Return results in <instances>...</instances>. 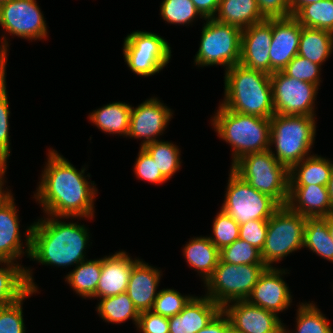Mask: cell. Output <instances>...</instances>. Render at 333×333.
Masks as SVG:
<instances>
[{"instance_id":"cell-1","label":"cell","mask_w":333,"mask_h":333,"mask_svg":"<svg viewBox=\"0 0 333 333\" xmlns=\"http://www.w3.org/2000/svg\"><path fill=\"white\" fill-rule=\"evenodd\" d=\"M46 159L33 197L45 216L93 219L98 189L95 181H88L91 174L85 175L87 168L76 169L53 148L48 149Z\"/></svg>"},{"instance_id":"cell-2","label":"cell","mask_w":333,"mask_h":333,"mask_svg":"<svg viewBox=\"0 0 333 333\" xmlns=\"http://www.w3.org/2000/svg\"><path fill=\"white\" fill-rule=\"evenodd\" d=\"M47 215L32 223L30 261L53 267H76L92 245L87 226ZM63 220V221H61Z\"/></svg>"},{"instance_id":"cell-3","label":"cell","mask_w":333,"mask_h":333,"mask_svg":"<svg viewBox=\"0 0 333 333\" xmlns=\"http://www.w3.org/2000/svg\"><path fill=\"white\" fill-rule=\"evenodd\" d=\"M219 105L238 113L271 118L274 114L270 74L241 64L224 73V98Z\"/></svg>"},{"instance_id":"cell-4","label":"cell","mask_w":333,"mask_h":333,"mask_svg":"<svg viewBox=\"0 0 333 333\" xmlns=\"http://www.w3.org/2000/svg\"><path fill=\"white\" fill-rule=\"evenodd\" d=\"M211 116V126L217 136L229 144L231 166L241 157L270 148V118L246 115L219 105Z\"/></svg>"},{"instance_id":"cell-5","label":"cell","mask_w":333,"mask_h":333,"mask_svg":"<svg viewBox=\"0 0 333 333\" xmlns=\"http://www.w3.org/2000/svg\"><path fill=\"white\" fill-rule=\"evenodd\" d=\"M316 121V117L308 115L274 114L270 118L269 150L279 163L290 169L294 164L312 155Z\"/></svg>"},{"instance_id":"cell-6","label":"cell","mask_w":333,"mask_h":333,"mask_svg":"<svg viewBox=\"0 0 333 333\" xmlns=\"http://www.w3.org/2000/svg\"><path fill=\"white\" fill-rule=\"evenodd\" d=\"M230 168L257 191L286 206L289 196V169L270 150L249 153Z\"/></svg>"},{"instance_id":"cell-7","label":"cell","mask_w":333,"mask_h":333,"mask_svg":"<svg viewBox=\"0 0 333 333\" xmlns=\"http://www.w3.org/2000/svg\"><path fill=\"white\" fill-rule=\"evenodd\" d=\"M202 26L199 49L194 56L198 67L223 66L224 71L239 64L242 29L206 18Z\"/></svg>"},{"instance_id":"cell-8","label":"cell","mask_w":333,"mask_h":333,"mask_svg":"<svg viewBox=\"0 0 333 333\" xmlns=\"http://www.w3.org/2000/svg\"><path fill=\"white\" fill-rule=\"evenodd\" d=\"M306 217L281 206L269 219L261 258L267 267L277 266L285 257L302 250Z\"/></svg>"},{"instance_id":"cell-9","label":"cell","mask_w":333,"mask_h":333,"mask_svg":"<svg viewBox=\"0 0 333 333\" xmlns=\"http://www.w3.org/2000/svg\"><path fill=\"white\" fill-rule=\"evenodd\" d=\"M266 267L265 264L236 265L219 260L203 285L207 289L204 295L221 307L232 301L246 300Z\"/></svg>"},{"instance_id":"cell-10","label":"cell","mask_w":333,"mask_h":333,"mask_svg":"<svg viewBox=\"0 0 333 333\" xmlns=\"http://www.w3.org/2000/svg\"><path fill=\"white\" fill-rule=\"evenodd\" d=\"M221 209L239 225L250 220H268L281 206L257 191L231 168Z\"/></svg>"},{"instance_id":"cell-11","label":"cell","mask_w":333,"mask_h":333,"mask_svg":"<svg viewBox=\"0 0 333 333\" xmlns=\"http://www.w3.org/2000/svg\"><path fill=\"white\" fill-rule=\"evenodd\" d=\"M171 49L168 41L154 32L133 31L124 38V62L135 75L154 76L170 62Z\"/></svg>"},{"instance_id":"cell-12","label":"cell","mask_w":333,"mask_h":333,"mask_svg":"<svg viewBox=\"0 0 333 333\" xmlns=\"http://www.w3.org/2000/svg\"><path fill=\"white\" fill-rule=\"evenodd\" d=\"M270 81L275 114L316 117L318 85L300 81L283 71L270 74Z\"/></svg>"},{"instance_id":"cell-13","label":"cell","mask_w":333,"mask_h":333,"mask_svg":"<svg viewBox=\"0 0 333 333\" xmlns=\"http://www.w3.org/2000/svg\"><path fill=\"white\" fill-rule=\"evenodd\" d=\"M36 0H7L0 5L4 33L28 40H46L48 26Z\"/></svg>"},{"instance_id":"cell-14","label":"cell","mask_w":333,"mask_h":333,"mask_svg":"<svg viewBox=\"0 0 333 333\" xmlns=\"http://www.w3.org/2000/svg\"><path fill=\"white\" fill-rule=\"evenodd\" d=\"M173 112L166 103L155 96L146 99L135 108L132 106L127 137L142 140L140 147L160 140L159 137L169 126V121L174 118Z\"/></svg>"},{"instance_id":"cell-15","label":"cell","mask_w":333,"mask_h":333,"mask_svg":"<svg viewBox=\"0 0 333 333\" xmlns=\"http://www.w3.org/2000/svg\"><path fill=\"white\" fill-rule=\"evenodd\" d=\"M232 329L236 333H283L281 318L268 310L250 304L247 300H236L222 307Z\"/></svg>"},{"instance_id":"cell-16","label":"cell","mask_w":333,"mask_h":333,"mask_svg":"<svg viewBox=\"0 0 333 333\" xmlns=\"http://www.w3.org/2000/svg\"><path fill=\"white\" fill-rule=\"evenodd\" d=\"M20 221L12 194L0 207V261L20 264L18 261L20 262L23 255L30 257L32 224L27 226L26 232L23 233L26 238L24 244L21 239Z\"/></svg>"},{"instance_id":"cell-17","label":"cell","mask_w":333,"mask_h":333,"mask_svg":"<svg viewBox=\"0 0 333 333\" xmlns=\"http://www.w3.org/2000/svg\"><path fill=\"white\" fill-rule=\"evenodd\" d=\"M286 274H289L287 269L266 267L246 300L279 316L280 312L291 307L293 300L289 286L283 278Z\"/></svg>"},{"instance_id":"cell-18","label":"cell","mask_w":333,"mask_h":333,"mask_svg":"<svg viewBox=\"0 0 333 333\" xmlns=\"http://www.w3.org/2000/svg\"><path fill=\"white\" fill-rule=\"evenodd\" d=\"M272 19H265L242 30L239 64L270 74Z\"/></svg>"},{"instance_id":"cell-19","label":"cell","mask_w":333,"mask_h":333,"mask_svg":"<svg viewBox=\"0 0 333 333\" xmlns=\"http://www.w3.org/2000/svg\"><path fill=\"white\" fill-rule=\"evenodd\" d=\"M302 26L293 17L272 19L270 74L282 71L298 54Z\"/></svg>"},{"instance_id":"cell-20","label":"cell","mask_w":333,"mask_h":333,"mask_svg":"<svg viewBox=\"0 0 333 333\" xmlns=\"http://www.w3.org/2000/svg\"><path fill=\"white\" fill-rule=\"evenodd\" d=\"M124 250H119L102 258L100 279L95 298H105L126 292L133 266L139 261Z\"/></svg>"},{"instance_id":"cell-21","label":"cell","mask_w":333,"mask_h":333,"mask_svg":"<svg viewBox=\"0 0 333 333\" xmlns=\"http://www.w3.org/2000/svg\"><path fill=\"white\" fill-rule=\"evenodd\" d=\"M162 270L140 259L132 268L126 293L135 308L141 312L151 311L157 298Z\"/></svg>"},{"instance_id":"cell-22","label":"cell","mask_w":333,"mask_h":333,"mask_svg":"<svg viewBox=\"0 0 333 333\" xmlns=\"http://www.w3.org/2000/svg\"><path fill=\"white\" fill-rule=\"evenodd\" d=\"M221 311L222 307L209 297L194 295L179 314L168 318L169 333H197Z\"/></svg>"},{"instance_id":"cell-23","label":"cell","mask_w":333,"mask_h":333,"mask_svg":"<svg viewBox=\"0 0 333 333\" xmlns=\"http://www.w3.org/2000/svg\"><path fill=\"white\" fill-rule=\"evenodd\" d=\"M286 206L304 217L328 216L333 212L327 186H289Z\"/></svg>"},{"instance_id":"cell-24","label":"cell","mask_w":333,"mask_h":333,"mask_svg":"<svg viewBox=\"0 0 333 333\" xmlns=\"http://www.w3.org/2000/svg\"><path fill=\"white\" fill-rule=\"evenodd\" d=\"M32 270L11 261H0V304H13L30 290L38 291Z\"/></svg>"},{"instance_id":"cell-25","label":"cell","mask_w":333,"mask_h":333,"mask_svg":"<svg viewBox=\"0 0 333 333\" xmlns=\"http://www.w3.org/2000/svg\"><path fill=\"white\" fill-rule=\"evenodd\" d=\"M183 247V256L188 266L202 278L203 283L213 274L220 260V250L208 236L192 237Z\"/></svg>"},{"instance_id":"cell-26","label":"cell","mask_w":333,"mask_h":333,"mask_svg":"<svg viewBox=\"0 0 333 333\" xmlns=\"http://www.w3.org/2000/svg\"><path fill=\"white\" fill-rule=\"evenodd\" d=\"M332 169L331 159L312 154L289 169V186H327Z\"/></svg>"},{"instance_id":"cell-27","label":"cell","mask_w":333,"mask_h":333,"mask_svg":"<svg viewBox=\"0 0 333 333\" xmlns=\"http://www.w3.org/2000/svg\"><path fill=\"white\" fill-rule=\"evenodd\" d=\"M131 109L129 103L112 102L93 110L87 118L102 132L127 138Z\"/></svg>"},{"instance_id":"cell-28","label":"cell","mask_w":333,"mask_h":333,"mask_svg":"<svg viewBox=\"0 0 333 333\" xmlns=\"http://www.w3.org/2000/svg\"><path fill=\"white\" fill-rule=\"evenodd\" d=\"M213 18L242 30L265 20L256 0H220L217 13Z\"/></svg>"},{"instance_id":"cell-29","label":"cell","mask_w":333,"mask_h":333,"mask_svg":"<svg viewBox=\"0 0 333 333\" xmlns=\"http://www.w3.org/2000/svg\"><path fill=\"white\" fill-rule=\"evenodd\" d=\"M333 53V32L302 26L298 55L324 65Z\"/></svg>"},{"instance_id":"cell-30","label":"cell","mask_w":333,"mask_h":333,"mask_svg":"<svg viewBox=\"0 0 333 333\" xmlns=\"http://www.w3.org/2000/svg\"><path fill=\"white\" fill-rule=\"evenodd\" d=\"M101 268L102 257L99 259H87L65 275V282L81 298L92 299L96 293Z\"/></svg>"},{"instance_id":"cell-31","label":"cell","mask_w":333,"mask_h":333,"mask_svg":"<svg viewBox=\"0 0 333 333\" xmlns=\"http://www.w3.org/2000/svg\"><path fill=\"white\" fill-rule=\"evenodd\" d=\"M303 248L333 264V240L328 230L327 216L306 217Z\"/></svg>"},{"instance_id":"cell-32","label":"cell","mask_w":333,"mask_h":333,"mask_svg":"<svg viewBox=\"0 0 333 333\" xmlns=\"http://www.w3.org/2000/svg\"><path fill=\"white\" fill-rule=\"evenodd\" d=\"M96 311L101 320L106 323L119 325L130 319L135 324V327H137L140 315L126 292L100 298Z\"/></svg>"},{"instance_id":"cell-33","label":"cell","mask_w":333,"mask_h":333,"mask_svg":"<svg viewBox=\"0 0 333 333\" xmlns=\"http://www.w3.org/2000/svg\"><path fill=\"white\" fill-rule=\"evenodd\" d=\"M155 161L161 174L170 180L181 168V151L173 142L158 140L142 147Z\"/></svg>"},{"instance_id":"cell-34","label":"cell","mask_w":333,"mask_h":333,"mask_svg":"<svg viewBox=\"0 0 333 333\" xmlns=\"http://www.w3.org/2000/svg\"><path fill=\"white\" fill-rule=\"evenodd\" d=\"M296 310L295 332L284 325L283 333H333L331 323L313 301L300 302Z\"/></svg>"},{"instance_id":"cell-35","label":"cell","mask_w":333,"mask_h":333,"mask_svg":"<svg viewBox=\"0 0 333 333\" xmlns=\"http://www.w3.org/2000/svg\"><path fill=\"white\" fill-rule=\"evenodd\" d=\"M293 17L303 27L333 32V0H321L306 5Z\"/></svg>"},{"instance_id":"cell-36","label":"cell","mask_w":333,"mask_h":333,"mask_svg":"<svg viewBox=\"0 0 333 333\" xmlns=\"http://www.w3.org/2000/svg\"><path fill=\"white\" fill-rule=\"evenodd\" d=\"M160 15L165 23L171 25L189 26L197 18L205 20L191 0H163Z\"/></svg>"},{"instance_id":"cell-37","label":"cell","mask_w":333,"mask_h":333,"mask_svg":"<svg viewBox=\"0 0 333 333\" xmlns=\"http://www.w3.org/2000/svg\"><path fill=\"white\" fill-rule=\"evenodd\" d=\"M220 260L236 265L264 264L261 251L240 238L220 250Z\"/></svg>"},{"instance_id":"cell-38","label":"cell","mask_w":333,"mask_h":333,"mask_svg":"<svg viewBox=\"0 0 333 333\" xmlns=\"http://www.w3.org/2000/svg\"><path fill=\"white\" fill-rule=\"evenodd\" d=\"M210 241L221 250L239 239L240 225L222 209L215 215Z\"/></svg>"},{"instance_id":"cell-39","label":"cell","mask_w":333,"mask_h":333,"mask_svg":"<svg viewBox=\"0 0 333 333\" xmlns=\"http://www.w3.org/2000/svg\"><path fill=\"white\" fill-rule=\"evenodd\" d=\"M193 297L190 294H181L174 288H163L159 290L151 311L170 318L179 314Z\"/></svg>"},{"instance_id":"cell-40","label":"cell","mask_w":333,"mask_h":333,"mask_svg":"<svg viewBox=\"0 0 333 333\" xmlns=\"http://www.w3.org/2000/svg\"><path fill=\"white\" fill-rule=\"evenodd\" d=\"M38 291L30 290L17 302L3 306L0 310V333H26L23 318V302Z\"/></svg>"},{"instance_id":"cell-41","label":"cell","mask_w":333,"mask_h":333,"mask_svg":"<svg viewBox=\"0 0 333 333\" xmlns=\"http://www.w3.org/2000/svg\"><path fill=\"white\" fill-rule=\"evenodd\" d=\"M322 66L307 58L296 55L282 70L286 75L303 82H309L320 87Z\"/></svg>"},{"instance_id":"cell-42","label":"cell","mask_w":333,"mask_h":333,"mask_svg":"<svg viewBox=\"0 0 333 333\" xmlns=\"http://www.w3.org/2000/svg\"><path fill=\"white\" fill-rule=\"evenodd\" d=\"M6 78L0 83V157L8 163L11 154L10 143V107Z\"/></svg>"},{"instance_id":"cell-43","label":"cell","mask_w":333,"mask_h":333,"mask_svg":"<svg viewBox=\"0 0 333 333\" xmlns=\"http://www.w3.org/2000/svg\"><path fill=\"white\" fill-rule=\"evenodd\" d=\"M134 174L137 179L146 181L155 185H161L166 183L168 180L161 174L155 161L150 155L140 147L138 157L136 158L135 164L133 165Z\"/></svg>"},{"instance_id":"cell-44","label":"cell","mask_w":333,"mask_h":333,"mask_svg":"<svg viewBox=\"0 0 333 333\" xmlns=\"http://www.w3.org/2000/svg\"><path fill=\"white\" fill-rule=\"evenodd\" d=\"M268 220H250L240 224L239 238L262 250L267 236Z\"/></svg>"},{"instance_id":"cell-45","label":"cell","mask_w":333,"mask_h":333,"mask_svg":"<svg viewBox=\"0 0 333 333\" xmlns=\"http://www.w3.org/2000/svg\"><path fill=\"white\" fill-rule=\"evenodd\" d=\"M137 330L140 333H169L168 318L155 314L152 311L141 312Z\"/></svg>"},{"instance_id":"cell-46","label":"cell","mask_w":333,"mask_h":333,"mask_svg":"<svg viewBox=\"0 0 333 333\" xmlns=\"http://www.w3.org/2000/svg\"><path fill=\"white\" fill-rule=\"evenodd\" d=\"M256 2L265 19L290 17L289 0H256Z\"/></svg>"},{"instance_id":"cell-47","label":"cell","mask_w":333,"mask_h":333,"mask_svg":"<svg viewBox=\"0 0 333 333\" xmlns=\"http://www.w3.org/2000/svg\"><path fill=\"white\" fill-rule=\"evenodd\" d=\"M232 325L228 317L221 311L206 327L197 333H232Z\"/></svg>"},{"instance_id":"cell-48","label":"cell","mask_w":333,"mask_h":333,"mask_svg":"<svg viewBox=\"0 0 333 333\" xmlns=\"http://www.w3.org/2000/svg\"><path fill=\"white\" fill-rule=\"evenodd\" d=\"M199 13L206 18H213L218 10L220 0H191Z\"/></svg>"},{"instance_id":"cell-49","label":"cell","mask_w":333,"mask_h":333,"mask_svg":"<svg viewBox=\"0 0 333 333\" xmlns=\"http://www.w3.org/2000/svg\"><path fill=\"white\" fill-rule=\"evenodd\" d=\"M7 34H2L0 37V70L6 73V65L8 61V50L9 49V37L7 38ZM9 40V41H8Z\"/></svg>"},{"instance_id":"cell-50","label":"cell","mask_w":333,"mask_h":333,"mask_svg":"<svg viewBox=\"0 0 333 333\" xmlns=\"http://www.w3.org/2000/svg\"><path fill=\"white\" fill-rule=\"evenodd\" d=\"M321 0H289L290 16H294L302 7Z\"/></svg>"},{"instance_id":"cell-51","label":"cell","mask_w":333,"mask_h":333,"mask_svg":"<svg viewBox=\"0 0 333 333\" xmlns=\"http://www.w3.org/2000/svg\"><path fill=\"white\" fill-rule=\"evenodd\" d=\"M6 172L7 169L0 175V207L13 194L11 190L7 189V187H4V185H6L7 183V181L5 180Z\"/></svg>"},{"instance_id":"cell-52","label":"cell","mask_w":333,"mask_h":333,"mask_svg":"<svg viewBox=\"0 0 333 333\" xmlns=\"http://www.w3.org/2000/svg\"><path fill=\"white\" fill-rule=\"evenodd\" d=\"M327 190H328L329 199H330V202H331V205H332V208H333V169H332V172H331L329 182L327 184Z\"/></svg>"},{"instance_id":"cell-53","label":"cell","mask_w":333,"mask_h":333,"mask_svg":"<svg viewBox=\"0 0 333 333\" xmlns=\"http://www.w3.org/2000/svg\"><path fill=\"white\" fill-rule=\"evenodd\" d=\"M327 225H328V230H329L330 236L333 240V212L327 216Z\"/></svg>"},{"instance_id":"cell-54","label":"cell","mask_w":333,"mask_h":333,"mask_svg":"<svg viewBox=\"0 0 333 333\" xmlns=\"http://www.w3.org/2000/svg\"><path fill=\"white\" fill-rule=\"evenodd\" d=\"M8 168V164L0 157V175Z\"/></svg>"},{"instance_id":"cell-55","label":"cell","mask_w":333,"mask_h":333,"mask_svg":"<svg viewBox=\"0 0 333 333\" xmlns=\"http://www.w3.org/2000/svg\"><path fill=\"white\" fill-rule=\"evenodd\" d=\"M6 78V73L0 70V83Z\"/></svg>"},{"instance_id":"cell-56","label":"cell","mask_w":333,"mask_h":333,"mask_svg":"<svg viewBox=\"0 0 333 333\" xmlns=\"http://www.w3.org/2000/svg\"><path fill=\"white\" fill-rule=\"evenodd\" d=\"M5 1H7V0H0V5H1L2 3H4Z\"/></svg>"}]
</instances>
